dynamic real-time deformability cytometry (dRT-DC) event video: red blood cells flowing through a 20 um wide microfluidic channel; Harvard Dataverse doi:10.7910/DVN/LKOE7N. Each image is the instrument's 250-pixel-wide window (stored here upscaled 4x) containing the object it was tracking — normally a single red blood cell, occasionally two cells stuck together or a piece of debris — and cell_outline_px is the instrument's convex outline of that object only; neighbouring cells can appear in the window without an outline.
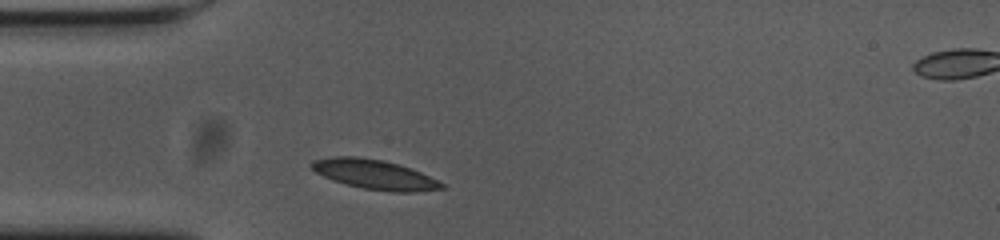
{"species": "common noctule bat (a hibernating species)", "species_latin": "Nyctalus noctula", "temperature_condition": "cold", "stored_images_in_passage": 30, "camera_frame_rate_fps": 3000, "um_per_image_px": 0.085, "animal": {"sex": "female", "body_mass_g": 23.0, "forearm_length_mm": 53.4}, "frame": {"image": 1, "passage_image": 1, "time_ms": 0.0, "image_size_px": [1000, 240], "cell_outline_px": [[444, 188], [416, 192], [392, 192], [364, 188], [332, 180], [316, 172], [308, 164], [312, 160], [332, 156], [356, 156], [384, 160], [420, 172], [444, 184]], "centroid_in_image_um": [31.79, 14.82], "position_along_channel_um": 53.2, "area_um2": 22.2}}
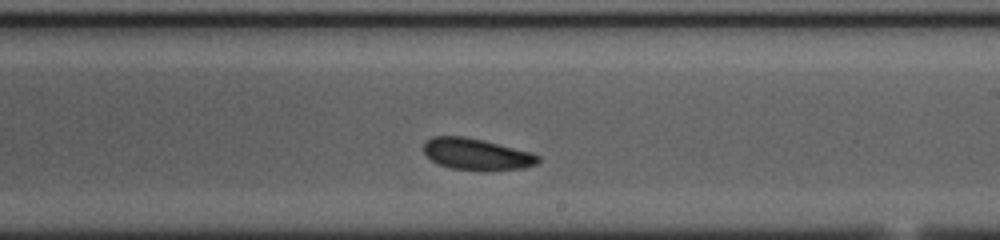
{"frame": {"image": 2, "passage_image": 18, "time_ms": 5.667, "image_size_px": [1000, 240], "cell_outline_px": [[540, 160], [536, 164], [524, 168], [452, 168], [440, 164], [432, 160], [424, 152], [424, 144], [432, 136], [464, 136], [484, 140], [532, 152], [540, 156]], "centroid_in_image_um": [40.52, 13.05], "position_along_channel_um": 248.5, "area_um2": 20.23}}
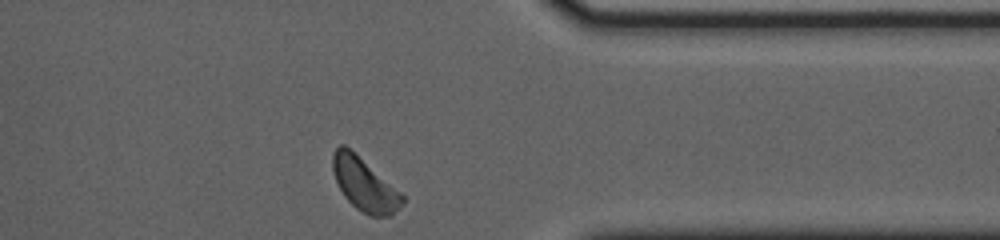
{"frame": {"image": 3, "passage_image": 30, "time_ms": 9.667, "image_size_px": [1000, 240], "cell_outline_px": [[404, 204], [392, 216], [368, 216], [356, 208], [344, 196], [336, 180], [332, 168], [332, 152], [340, 144], [344, 144], [400, 192], [404, 196]], "centroid_in_image_um": [30.98, 15.71], "position_along_channel_um": 380.4, "area_um2": 21.15}, "authors_computed_cell_mechanics": {"area_um2": 21.1548, "velocity_mm_per_s": 3.5704, "shape_relaxation_time_tau1_ms": 4.0025, "shape_relaxation_time_tau2_ms": 3.9985, "deformation_change_tau1": 0.067, "deformation_change_tau2": 0.0839}}